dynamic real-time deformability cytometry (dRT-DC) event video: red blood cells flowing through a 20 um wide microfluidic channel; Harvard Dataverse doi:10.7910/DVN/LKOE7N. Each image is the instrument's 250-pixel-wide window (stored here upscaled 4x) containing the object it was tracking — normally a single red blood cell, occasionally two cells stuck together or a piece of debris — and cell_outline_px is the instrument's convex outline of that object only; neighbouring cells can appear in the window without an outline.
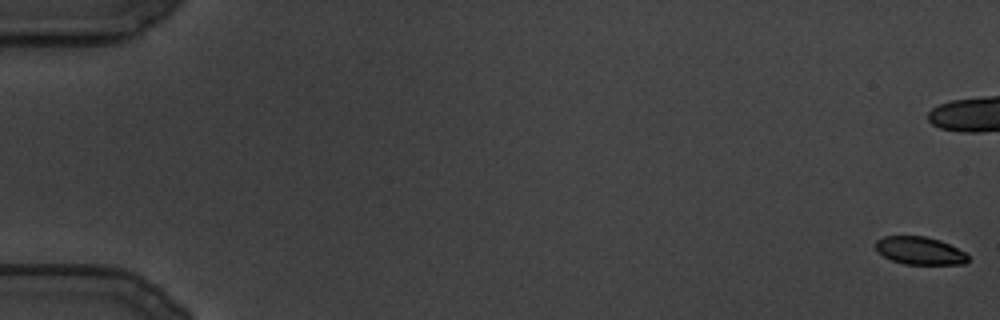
{"species": "common noctule bat (a hibernating species)", "species_latin": "Nyctalus noctula", "temperature_condition": "cold", "stored_images_in_passage": 90, "camera_frame_rate_fps": 3000, "um_per_image_px": 0.085, "animal": {"sex": "male", "body_mass_g": 19.5, "forearm_length_mm": 54.6}, "frame": {"image": 1, "passage_image": 1, "time_ms": 0.0, "image_size_px": [1000, 320], "cell_outline_px": [[968, 260], [964, 264], [904, 264], [892, 260], [884, 256], [876, 248], [876, 240], [884, 236], [924, 236], [940, 240], [964, 252], [968, 256]], "centroid_in_image_um": [78.18, 21.3], "position_along_channel_um": 6.8, "area_um2": 14.74}}